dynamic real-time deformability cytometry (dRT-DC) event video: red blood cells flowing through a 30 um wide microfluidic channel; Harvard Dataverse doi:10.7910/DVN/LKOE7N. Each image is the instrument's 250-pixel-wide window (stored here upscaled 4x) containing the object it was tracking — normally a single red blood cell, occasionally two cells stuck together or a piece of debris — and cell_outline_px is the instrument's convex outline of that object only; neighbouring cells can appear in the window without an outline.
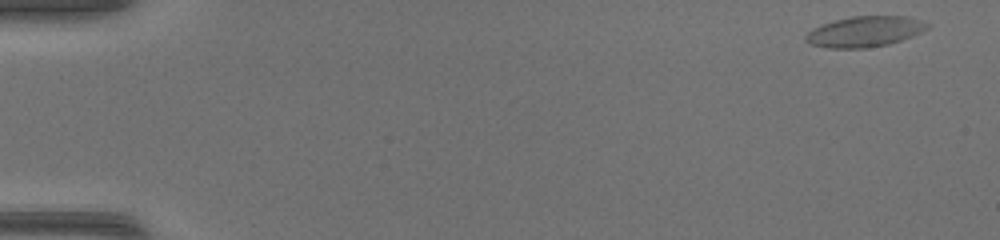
{"species": "common noctule bat (a hibernating species)", "species_latin": "Nyctalus noctula", "temperature_condition": "warm", "stored_images_in_passage": 47, "camera_frame_rate_fps": 3000, "um_per_image_px": 0.085, "animal": {"sex": "female", "body_mass_g": 17.0, "forearm_length_mm": 48.0}, "frame": {"image": 1, "passage_image": 1, "time_ms": 0.0, "image_size_px": [1000, 240], "cell_outline_px": [[932, 24], [928, 28], [912, 36], [888, 44], [864, 48], [828, 48], [808, 44], [804, 40], [804, 36], [812, 28], [836, 20], [852, 16], [908, 16]], "centroid_in_image_um": [73.49, 2.68], "position_along_channel_um": 11.5, "area_um2": 21.68}}
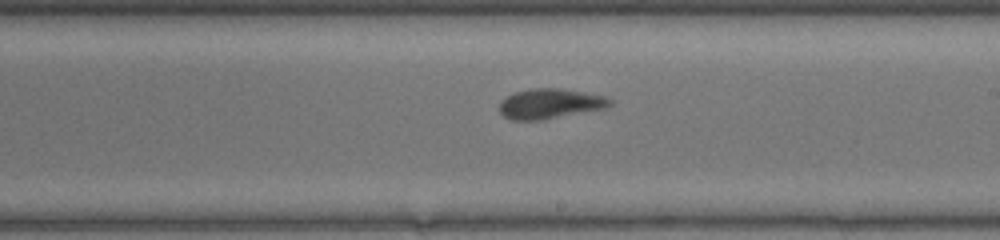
{"frame": {"image": 2, "passage_image": 28, "time_ms": 9.0, "image_size_px": [1000, 240], "cell_outline_px": [[612, 104], [608, 108], [540, 120], [512, 120], [504, 116], [500, 112], [500, 100], [516, 92], [532, 88], [560, 88], [584, 92], [604, 96], [612, 100]], "centroid_in_image_um": [46.77, 8.81], "position_along_channel_um": 242.2, "area_um2": 19.31}}
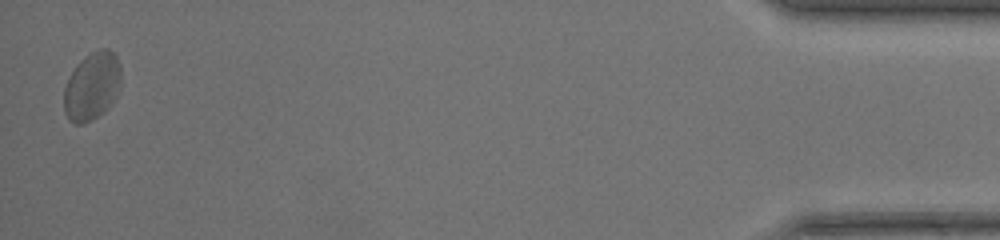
{"frame": {"image": 3, "passage_image": 47, "time_ms": 15.333, "image_size_px": [1000, 240], "cell_outline_px": [[120, 88], [112, 104], [104, 112], [92, 120], [80, 124], [76, 124], [68, 120], [64, 112], [64, 88], [76, 64], [84, 56], [100, 48], [108, 48], [116, 56], [120, 64]], "centroid_in_image_um": [7.82, 7.33], "position_along_channel_um": 427.4, "area_um2": 22.83}, "authors_computed_cell_mechanics": {"area_um2": 19.8254, "velocity_mm_per_s": 4.3105, "shape_relaxation_time_tau1_ms": 3.6453, "shape_relaxation_time_tau2_ms": 1.9263, "deformation_change_tau1": 0.1533, "deformation_change_tau2": 0.0866}}